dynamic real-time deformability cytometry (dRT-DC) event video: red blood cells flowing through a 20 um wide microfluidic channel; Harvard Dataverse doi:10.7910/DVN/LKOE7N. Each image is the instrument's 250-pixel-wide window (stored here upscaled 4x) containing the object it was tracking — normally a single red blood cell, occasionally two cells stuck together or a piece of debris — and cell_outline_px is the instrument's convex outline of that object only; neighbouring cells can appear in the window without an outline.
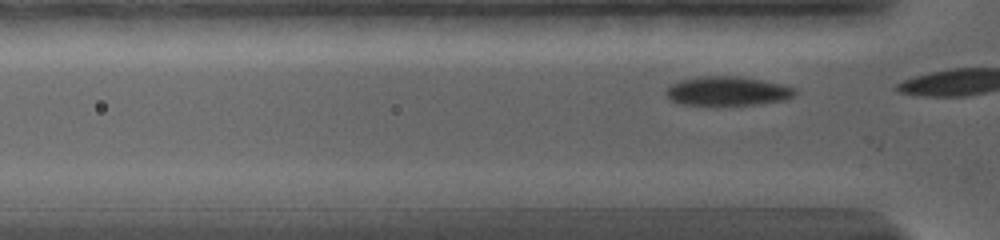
{"species": "common noctule bat (a hibernating species)", "species_latin": "Nyctalus noctula", "temperature_condition": "warm", "stored_images_in_passage": 3, "camera_frame_rate_fps": 5000, "um_per_image_px": 0.085, "animal": {"sex": "female", "body_mass_g": 19.0, "forearm_length_mm": 56.7}, "frame": {"image": 1, "passage_image": 2, "time_ms": 0.2, "image_size_px": [1000, 240], "cell_outline_px": [[796, 92], [792, 96], [784, 100], [760, 104], [684, 104], [672, 100], [664, 92], [672, 84], [680, 80], [696, 76], [740, 76], [780, 84], [796, 88]], "centroid_in_image_um": [61.84, 7.72], "position_along_channel_um": 64.0, "area_um2": 21.5}}